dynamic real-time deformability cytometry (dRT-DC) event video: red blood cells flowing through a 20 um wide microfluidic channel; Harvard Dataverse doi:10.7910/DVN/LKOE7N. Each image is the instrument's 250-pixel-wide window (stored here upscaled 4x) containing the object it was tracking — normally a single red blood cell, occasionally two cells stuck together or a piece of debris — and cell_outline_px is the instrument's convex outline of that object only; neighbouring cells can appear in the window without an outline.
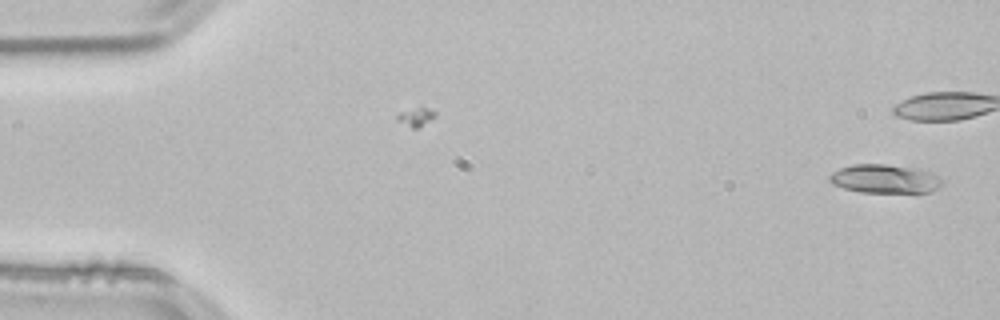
{"species": "common noctule bat (a hibernating species)", "species_latin": "Nyctalus noctula", "temperature_condition": "room temperature", "stored_images_in_passage": 41, "camera_frame_rate_fps": 3000, "um_per_image_px": 0.085, "animal": {"sex": "male", "body_mass_g": 21.5, "forearm_length_mm": 52.0}, "frame": {"image": 1, "passage_image": 1, "time_ms": 0.0, "image_size_px": [1000, 320], "cell_outline_px": [[940, 184], [936, 188], [928, 192], [916, 196], [860, 192], [844, 188], [832, 184], [828, 180], [828, 176], [832, 172], [840, 168], [852, 164], [884, 164], [932, 172], [940, 176]], "centroid_in_image_um": [75.2, 15.26], "position_along_channel_um": 9.8, "area_um2": 19.54}}